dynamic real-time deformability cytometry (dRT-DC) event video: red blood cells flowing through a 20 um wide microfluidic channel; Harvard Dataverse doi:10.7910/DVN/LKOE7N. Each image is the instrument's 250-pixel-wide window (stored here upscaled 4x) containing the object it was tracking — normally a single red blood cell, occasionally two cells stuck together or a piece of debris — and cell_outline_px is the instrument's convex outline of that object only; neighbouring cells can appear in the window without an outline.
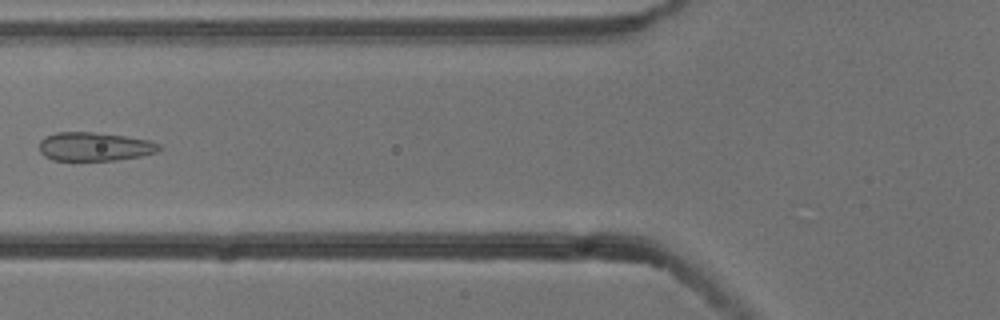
{"species": "common noctule bat (a hibernating species)", "species_latin": "Nyctalus noctula", "temperature_condition": "cold", "stored_images_in_passage": 3, "camera_frame_rate_fps": 3000, "um_per_image_px": 0.085, "animal": {"sex": "male", "body_mass_g": 13.3}, "frame": {"image": 1, "passage_image": 2, "time_ms": 0.333, "image_size_px": [1000, 320], "cell_outline_px": [[160, 148], [156, 152], [140, 156], [116, 160], [52, 160], [44, 156], [40, 152], [40, 140], [44, 136], [56, 132], [92, 132], [124, 136], [152, 140], [160, 144]], "centroid_in_image_um": [8.02, 12.45], "position_along_channel_um": 117.8, "area_um2": 20.06}}
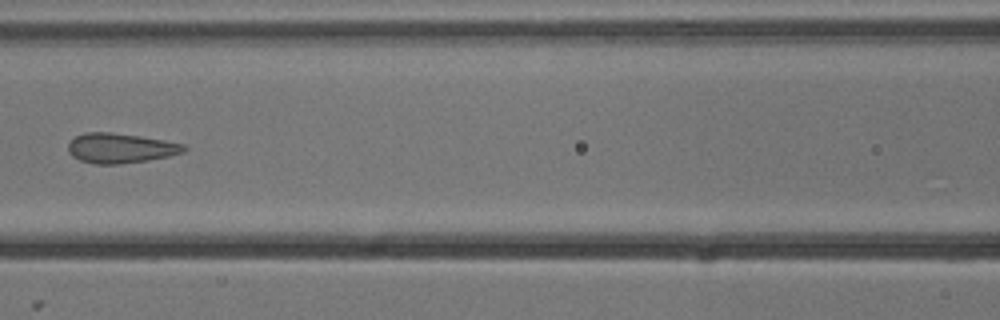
{"frame": {"image": 2, "passage_image": 3, "time_ms": 0.667, "image_size_px": [1000, 320], "cell_outline_px": [[188, 148], [184, 152], [168, 156], [148, 160], [120, 164], [96, 164], [80, 160], [72, 156], [68, 152], [68, 144], [76, 136], [84, 132], [112, 132], [140, 136], [164, 140], [184, 144]], "centroid_in_image_um": [10.24, 12.59], "position_along_channel_um": 156.4, "area_um2": 20.17}}